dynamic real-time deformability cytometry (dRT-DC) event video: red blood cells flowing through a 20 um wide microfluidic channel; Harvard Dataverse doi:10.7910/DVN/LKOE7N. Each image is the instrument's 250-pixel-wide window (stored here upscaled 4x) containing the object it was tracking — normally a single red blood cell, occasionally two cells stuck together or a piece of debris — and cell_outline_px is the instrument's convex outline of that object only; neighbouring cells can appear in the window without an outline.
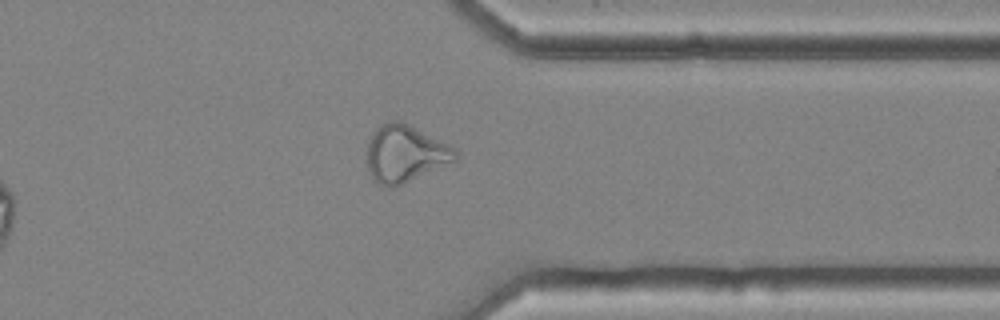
{"species": "common noctule bat (a hibernating species)", "species_latin": "Nyctalus noctula", "temperature_condition": "cold", "stored_images_in_passage": 37, "camera_frame_rate_fps": 3000, "um_per_image_px": 0.085, "animal": {"sex": "female", "body_mass_g": 25.1}, "frame": {"image": 1, "passage_image": 32, "time_ms": 10.333, "image_size_px": [1000, 320], "cell_outline_px": [[456, 160], [392, 188], [388, 188], [372, 180], [368, 168], [368, 140], [372, 132], [376, 128], [388, 120], [400, 120], [452, 144], [456, 148]], "centroid_in_image_um": [34.43, 13.03], "position_along_channel_um": 377.0, "area_um2": 29.54}, "authors_computed_cell_mechanics": {"area_um2": 27.2816, "velocity_mm_per_s": 3.6414, "shape_relaxation_time_tau1_ms": null, "shape_relaxation_time_tau2_ms": 2.567, "deformation_change_tau1": null, "deformation_change_tau2": 0.1079}}